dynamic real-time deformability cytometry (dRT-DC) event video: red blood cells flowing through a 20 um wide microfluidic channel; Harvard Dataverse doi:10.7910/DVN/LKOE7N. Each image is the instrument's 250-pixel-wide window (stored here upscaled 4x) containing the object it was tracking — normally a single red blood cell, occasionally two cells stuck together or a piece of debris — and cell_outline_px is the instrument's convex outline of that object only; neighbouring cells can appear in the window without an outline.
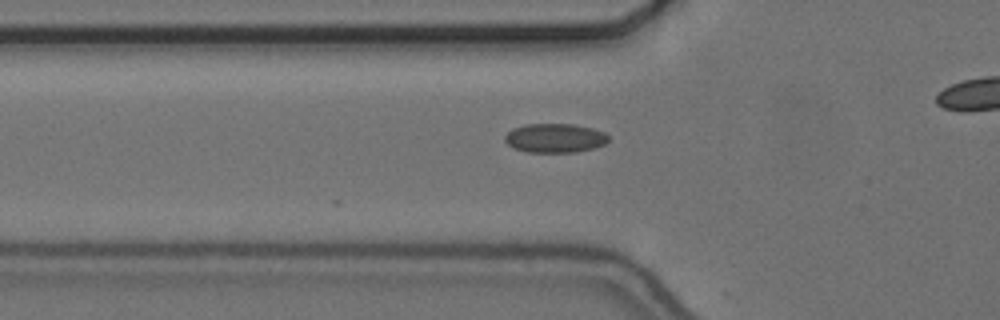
{"species": "common noctule bat (a hibernating species)", "species_latin": "Nyctalus noctula", "temperature_condition": "cold", "stored_images_in_passage": 41, "camera_frame_rate_fps": 3000, "um_per_image_px": 0.085, "animal": {"sex": "female", "body_mass_g": 24.6, "forearm_length_mm": 56.2}, "frame": {"image": 1, "passage_image": 14, "time_ms": 4.333, "image_size_px": [1000, 320], "cell_outline_px": [[608, 140], [604, 144], [596, 148], [576, 152], [528, 152], [516, 148], [508, 144], [504, 140], [504, 136], [512, 128], [524, 124], [572, 124], [592, 128], [604, 132], [608, 136]], "centroid_in_image_um": [47.17, 11.73], "position_along_channel_um": 78.6, "area_um2": 17.57}}
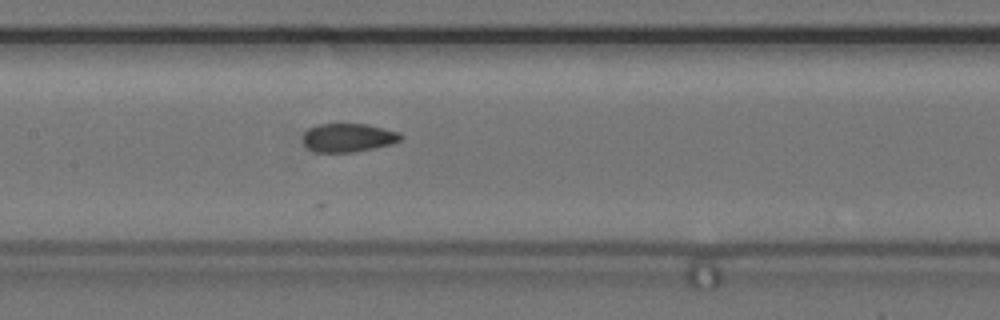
{"frame": {"image": 2, "passage_image": 22, "time_ms": 7.0, "image_size_px": [1000, 320], "cell_outline_px": [[404, 136], [400, 140], [392, 144], [352, 152], [316, 152], [308, 148], [304, 144], [304, 132], [308, 128], [316, 124], [368, 124], [400, 132]], "centroid_in_image_um": [29.61, 11.69], "position_along_channel_um": 177.8, "area_um2": 16.3}}
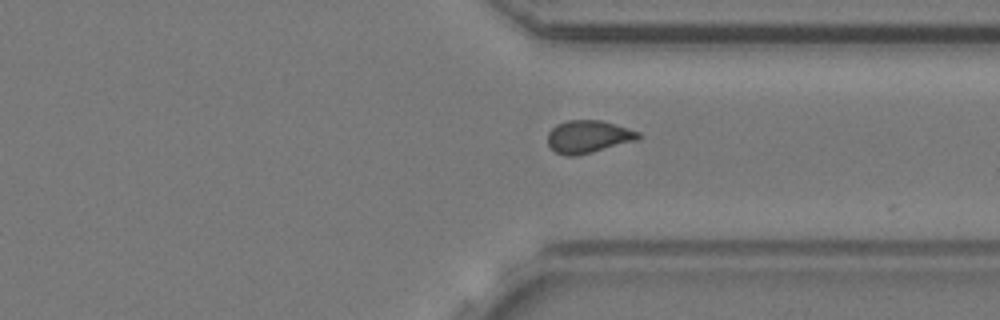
{"frame": {"image": 3, "passage_image": 37, "time_ms": 12.0, "image_size_px": [1000, 320], "cell_outline_px": [[640, 136], [636, 140], [592, 152], [576, 156], [568, 156], [556, 152], [548, 144], [548, 132], [556, 124], [568, 120], [600, 120], [640, 132]], "centroid_in_image_um": [49.97, 11.61], "position_along_channel_um": 361.4, "area_um2": 16.99}}